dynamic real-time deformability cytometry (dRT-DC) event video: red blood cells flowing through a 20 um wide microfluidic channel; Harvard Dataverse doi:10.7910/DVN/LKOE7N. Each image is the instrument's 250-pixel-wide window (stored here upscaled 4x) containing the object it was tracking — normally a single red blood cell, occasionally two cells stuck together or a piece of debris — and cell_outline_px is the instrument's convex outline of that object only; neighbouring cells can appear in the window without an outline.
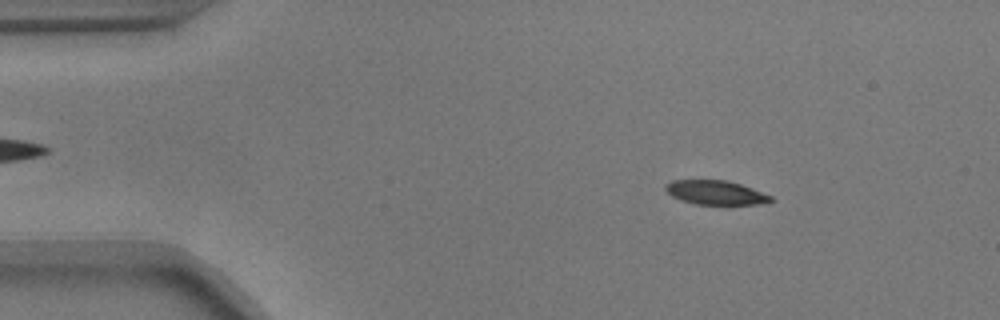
{"species": "common noctule bat (a hibernating species)", "species_latin": "Nyctalus noctula", "temperature_condition": "warm", "stored_images_in_passage": 54, "camera_frame_rate_fps": 3000, "um_per_image_px": 0.085, "animal": {"sex": "male", "body_mass_g": 17.9}, "frame": {"image": 1, "passage_image": 7, "time_ms": 2.0, "image_size_px": [1000, 320], "cell_outline_px": [[772, 200], [760, 204], [696, 204], [680, 200], [672, 196], [664, 188], [664, 184], [672, 180], [728, 180], [752, 188], [772, 196]], "centroid_in_image_um": [60.79, 16.36], "position_along_channel_um": 24.2, "area_um2": 14.74}}
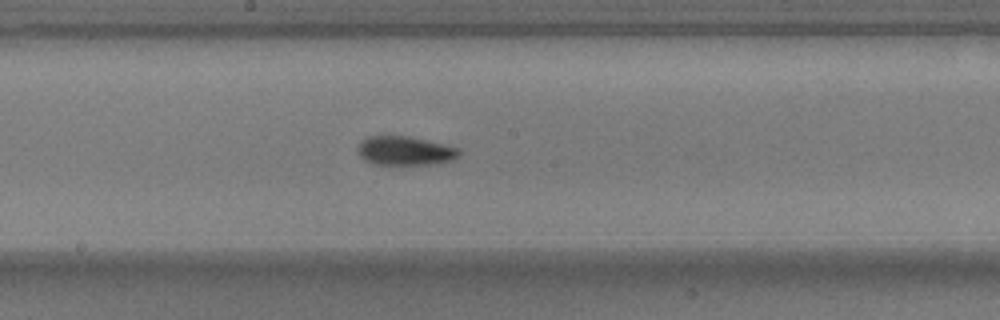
{"frame": {"image": 2, "passage_image": 28, "time_ms": 9.0, "image_size_px": [1000, 320], "cell_outline_px": [[460, 152], [452, 160], [436, 164], [372, 164], [364, 160], [360, 156], [360, 144], [368, 136], [408, 136], [460, 148]], "centroid_in_image_um": [34.45, 12.82], "position_along_channel_um": 213.8, "area_um2": 16.76}}
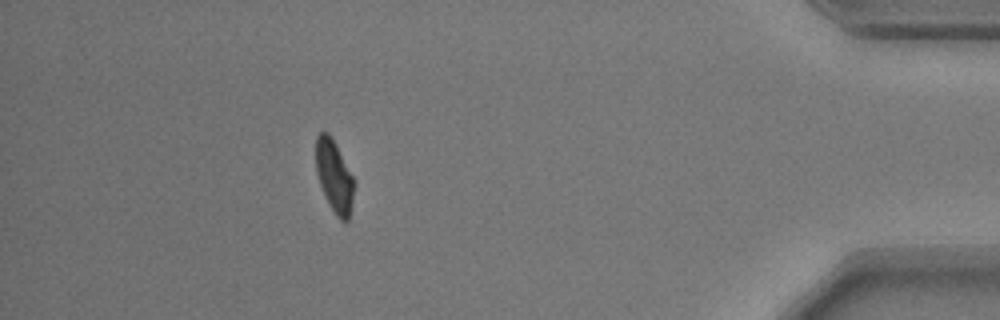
{"frame": {"image": 3, "passage_image": 48, "time_ms": 15.667, "image_size_px": [1000, 320], "cell_outline_px": [[352, 200], [348, 220], [340, 220], [336, 216], [328, 204], [324, 196], [316, 172], [316, 136], [320, 132], [328, 132], [336, 144], [352, 176]], "centroid_in_image_um": [28.36, 14.96], "position_along_channel_um": 406.8, "area_um2": 15.66}, "authors_computed_cell_mechanics": {"area_um2": 16.6175, "velocity_mm_per_s": 3.6775, "shape_relaxation_time_tau1_ms": 3.0656, "shape_relaxation_time_tau2_ms": 2.4782, "deformation_change_tau1": 0.1354, "deformation_change_tau2": 0.0498}}